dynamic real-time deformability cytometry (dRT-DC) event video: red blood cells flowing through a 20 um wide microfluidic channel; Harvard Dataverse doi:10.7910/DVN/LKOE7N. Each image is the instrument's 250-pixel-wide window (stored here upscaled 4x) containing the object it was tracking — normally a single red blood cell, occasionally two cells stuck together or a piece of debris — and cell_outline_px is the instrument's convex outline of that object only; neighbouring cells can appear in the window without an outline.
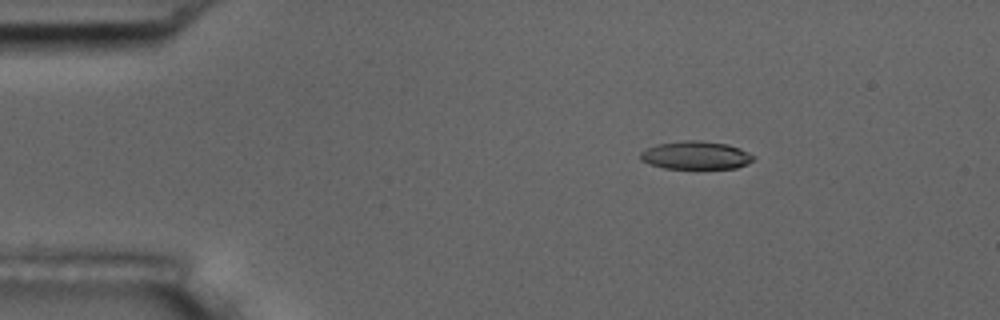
{"species": "common noctule bat (a hibernating species)", "species_latin": "Nyctalus noctula", "temperature_condition": "room temperature", "stored_images_in_passage": 5, "camera_frame_rate_fps": 3000, "um_per_image_px": 0.085, "animal": {"sex": "male", "body_mass_g": 17.5, "forearm_length_mm": 52.3}, "frame": {"image": 1, "passage_image": 3, "time_ms": 2.333, "image_size_px": [1000, 320], "cell_outline_px": [[756, 156], [748, 164], [736, 168], [664, 168], [640, 160], [640, 152], [656, 144], [684, 140], [700, 140], [728, 144], [740, 148]], "centroid_in_image_um": [59.16, 13.19], "position_along_channel_um": 25.8, "area_um2": 18.5}}